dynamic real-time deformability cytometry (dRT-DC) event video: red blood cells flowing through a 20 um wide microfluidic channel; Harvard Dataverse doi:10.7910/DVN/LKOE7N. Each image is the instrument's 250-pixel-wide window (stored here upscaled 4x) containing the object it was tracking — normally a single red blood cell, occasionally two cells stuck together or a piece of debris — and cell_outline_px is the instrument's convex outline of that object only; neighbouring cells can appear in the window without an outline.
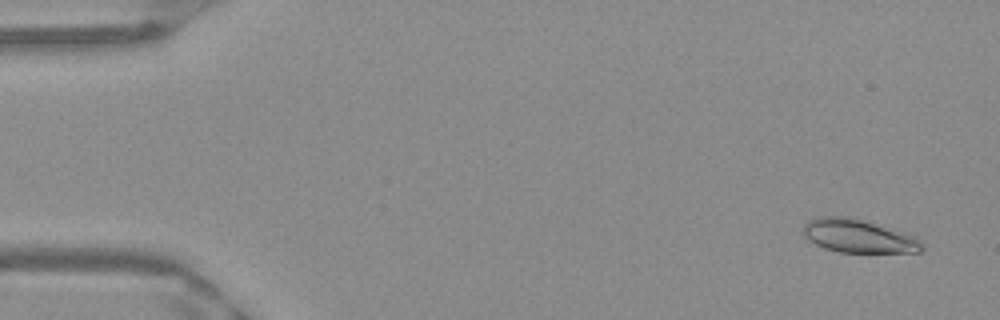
{"species": "Egyptian fruit bat (a non-hibernating species)", "species_latin": "Rousettus aegyptiacus", "temperature_condition": "warm", "stored_images_in_passage": 51, "camera_frame_rate_fps": 3000, "um_per_image_px": 0.085, "frame": {"image": 1, "passage_image": 3, "time_ms": 0.667, "image_size_px": [1000, 320], "cell_outline_px": [[924, 248], [920, 252], [840, 252], [824, 248], [808, 240], [804, 236], [804, 224], [808, 220], [816, 216], [848, 216], [904, 232], [916, 236], [924, 244]], "centroid_in_image_um": [72.97, 20.06], "position_along_channel_um": 12.0, "area_um2": 23.12}}
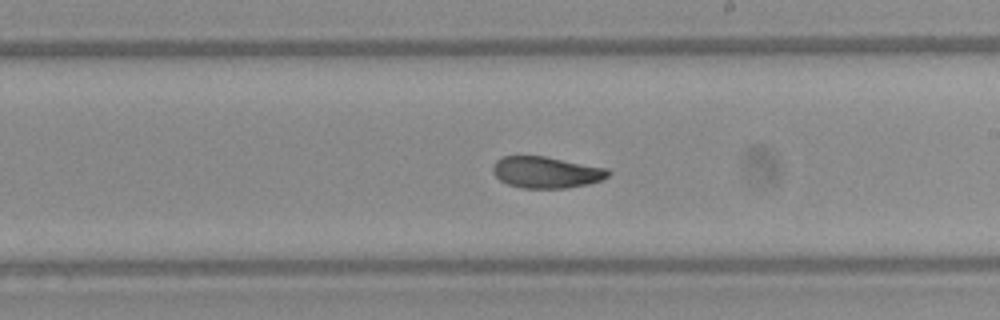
{"frame": {"image": 2, "passage_image": 30, "time_ms": 9.667, "image_size_px": [1000, 320], "cell_outline_px": [[612, 172], [608, 176], [600, 180], [588, 184], [564, 188], [520, 188], [508, 184], [500, 180], [492, 172], [492, 164], [500, 156], [544, 156], [608, 168]], "centroid_in_image_um": [46.4, 14.64], "position_along_channel_um": 242.6, "area_um2": 21.27}}
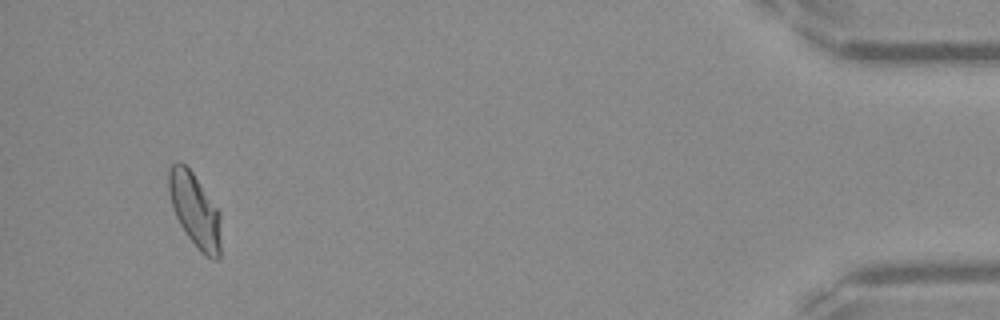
{"frame": {"image": 3, "passage_image": 49, "time_ms": 16.0, "image_size_px": [1000, 320], "cell_outline_px": [[220, 260], [212, 260], [204, 256], [200, 252], [188, 236], [180, 224], [172, 208], [168, 192], [168, 168], [176, 160], [180, 160], [192, 172], [220, 212]], "centroid_in_image_um": [16.55, 17.87], "position_along_channel_um": 418.6, "area_um2": 22.66}, "authors_computed_cell_mechanics": {"area_um2": 22.0796, "velocity_mm_per_s": 3.9514, "shape_relaxation_time_tau1_ms": 5.5991, "shape_relaxation_time_tau2_ms": 1.7161, "deformation_change_tau1": 0.1615, "deformation_change_tau2": 0.0571}}